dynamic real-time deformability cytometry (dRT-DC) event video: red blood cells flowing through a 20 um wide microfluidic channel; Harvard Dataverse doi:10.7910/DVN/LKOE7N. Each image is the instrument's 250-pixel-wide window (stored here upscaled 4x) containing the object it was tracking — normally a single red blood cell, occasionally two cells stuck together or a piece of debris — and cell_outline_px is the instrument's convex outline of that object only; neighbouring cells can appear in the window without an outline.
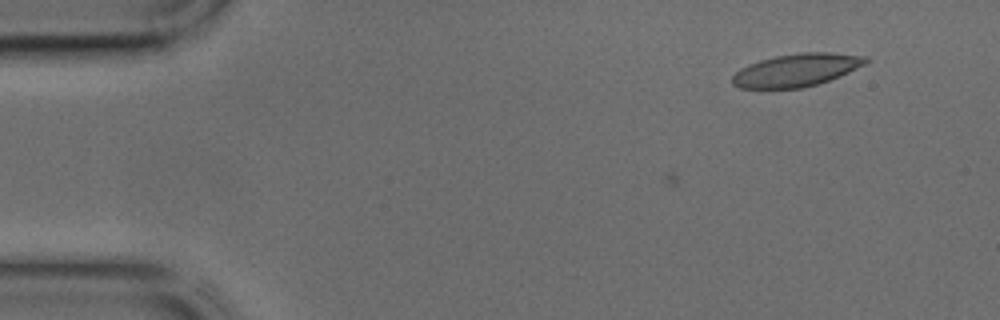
{"species": "common noctule bat (a hibernating species)", "species_latin": "Nyctalus noctula", "temperature_condition": "cold", "stored_images_in_passage": 8, "camera_frame_rate_fps": 3000, "um_per_image_px": 0.085, "animal": {"sex": "male", "body_mass_g": 17.9, "forearm_length_mm": 54.2}, "frame": {"image": 1, "passage_image": 8, "time_ms": 2.333, "image_size_px": [1000, 320], "cell_outline_px": [[872, 60], [848, 72], [828, 80], [816, 84], [800, 88], [740, 88], [732, 84], [732, 76], [740, 68], [748, 64], [760, 60], [776, 56], [800, 52], [828, 52], [868, 56]], "centroid_in_image_um": [67.7, 5.94], "position_along_channel_um": 17.3, "area_um2": 25.37}}